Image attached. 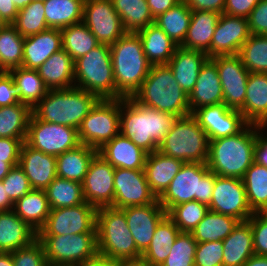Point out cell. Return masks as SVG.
Instances as JSON below:
<instances>
[{
    "label": "cell",
    "instance_id": "ffe728a7",
    "mask_svg": "<svg viewBox=\"0 0 267 266\" xmlns=\"http://www.w3.org/2000/svg\"><path fill=\"white\" fill-rule=\"evenodd\" d=\"M137 249L143 254L149 247L157 225L167 216L158 199L151 204L121 209Z\"/></svg>",
    "mask_w": 267,
    "mask_h": 266
},
{
    "label": "cell",
    "instance_id": "91938a15",
    "mask_svg": "<svg viewBox=\"0 0 267 266\" xmlns=\"http://www.w3.org/2000/svg\"><path fill=\"white\" fill-rule=\"evenodd\" d=\"M259 0H225L223 13L248 18Z\"/></svg>",
    "mask_w": 267,
    "mask_h": 266
},
{
    "label": "cell",
    "instance_id": "89a4df30",
    "mask_svg": "<svg viewBox=\"0 0 267 266\" xmlns=\"http://www.w3.org/2000/svg\"><path fill=\"white\" fill-rule=\"evenodd\" d=\"M242 266H267V256L254 254Z\"/></svg>",
    "mask_w": 267,
    "mask_h": 266
},
{
    "label": "cell",
    "instance_id": "74e56055",
    "mask_svg": "<svg viewBox=\"0 0 267 266\" xmlns=\"http://www.w3.org/2000/svg\"><path fill=\"white\" fill-rule=\"evenodd\" d=\"M48 28L62 29L83 21L84 0H44Z\"/></svg>",
    "mask_w": 267,
    "mask_h": 266
},
{
    "label": "cell",
    "instance_id": "4316f807",
    "mask_svg": "<svg viewBox=\"0 0 267 266\" xmlns=\"http://www.w3.org/2000/svg\"><path fill=\"white\" fill-rule=\"evenodd\" d=\"M183 161L156 150L146 158L144 172L151 192L158 199L179 172Z\"/></svg>",
    "mask_w": 267,
    "mask_h": 266
},
{
    "label": "cell",
    "instance_id": "83f0119b",
    "mask_svg": "<svg viewBox=\"0 0 267 266\" xmlns=\"http://www.w3.org/2000/svg\"><path fill=\"white\" fill-rule=\"evenodd\" d=\"M38 232L13 210L0 212V252L11 253L36 240Z\"/></svg>",
    "mask_w": 267,
    "mask_h": 266
},
{
    "label": "cell",
    "instance_id": "3957f363",
    "mask_svg": "<svg viewBox=\"0 0 267 266\" xmlns=\"http://www.w3.org/2000/svg\"><path fill=\"white\" fill-rule=\"evenodd\" d=\"M110 53L115 99L132 97L152 67L143 51L141 38L135 32H127L110 46Z\"/></svg>",
    "mask_w": 267,
    "mask_h": 266
},
{
    "label": "cell",
    "instance_id": "ba28073f",
    "mask_svg": "<svg viewBox=\"0 0 267 266\" xmlns=\"http://www.w3.org/2000/svg\"><path fill=\"white\" fill-rule=\"evenodd\" d=\"M74 64V87L84 89L100 100L115 99L110 46L99 44L86 55L75 60Z\"/></svg>",
    "mask_w": 267,
    "mask_h": 266
},
{
    "label": "cell",
    "instance_id": "6da1fadb",
    "mask_svg": "<svg viewBox=\"0 0 267 266\" xmlns=\"http://www.w3.org/2000/svg\"><path fill=\"white\" fill-rule=\"evenodd\" d=\"M178 116L120 98V134L148 154L158 150Z\"/></svg>",
    "mask_w": 267,
    "mask_h": 266
},
{
    "label": "cell",
    "instance_id": "8c879c8a",
    "mask_svg": "<svg viewBox=\"0 0 267 266\" xmlns=\"http://www.w3.org/2000/svg\"><path fill=\"white\" fill-rule=\"evenodd\" d=\"M0 266H14L11 253L0 252Z\"/></svg>",
    "mask_w": 267,
    "mask_h": 266
},
{
    "label": "cell",
    "instance_id": "5bb4252c",
    "mask_svg": "<svg viewBox=\"0 0 267 266\" xmlns=\"http://www.w3.org/2000/svg\"><path fill=\"white\" fill-rule=\"evenodd\" d=\"M82 22L99 44L111 46L127 33L111 0H84Z\"/></svg>",
    "mask_w": 267,
    "mask_h": 266
},
{
    "label": "cell",
    "instance_id": "44dd1931",
    "mask_svg": "<svg viewBox=\"0 0 267 266\" xmlns=\"http://www.w3.org/2000/svg\"><path fill=\"white\" fill-rule=\"evenodd\" d=\"M250 36L247 18L221 14L211 41V58L238 54Z\"/></svg>",
    "mask_w": 267,
    "mask_h": 266
},
{
    "label": "cell",
    "instance_id": "603a6c76",
    "mask_svg": "<svg viewBox=\"0 0 267 266\" xmlns=\"http://www.w3.org/2000/svg\"><path fill=\"white\" fill-rule=\"evenodd\" d=\"M62 48L60 29L48 28L24 38L22 67L37 70L53 53Z\"/></svg>",
    "mask_w": 267,
    "mask_h": 266
},
{
    "label": "cell",
    "instance_id": "2e32d148",
    "mask_svg": "<svg viewBox=\"0 0 267 266\" xmlns=\"http://www.w3.org/2000/svg\"><path fill=\"white\" fill-rule=\"evenodd\" d=\"M115 168L98 153L93 157L82 182L83 197L94 207H114Z\"/></svg>",
    "mask_w": 267,
    "mask_h": 266
},
{
    "label": "cell",
    "instance_id": "8992f818",
    "mask_svg": "<svg viewBox=\"0 0 267 266\" xmlns=\"http://www.w3.org/2000/svg\"><path fill=\"white\" fill-rule=\"evenodd\" d=\"M96 237L98 255L102 257L118 261L142 256L121 209L111 206L97 209Z\"/></svg>",
    "mask_w": 267,
    "mask_h": 266
},
{
    "label": "cell",
    "instance_id": "cb8c5ba5",
    "mask_svg": "<svg viewBox=\"0 0 267 266\" xmlns=\"http://www.w3.org/2000/svg\"><path fill=\"white\" fill-rule=\"evenodd\" d=\"M190 112L203 106L223 103V89L216 63L208 58L200 69L197 82L188 95Z\"/></svg>",
    "mask_w": 267,
    "mask_h": 266
},
{
    "label": "cell",
    "instance_id": "34e18365",
    "mask_svg": "<svg viewBox=\"0 0 267 266\" xmlns=\"http://www.w3.org/2000/svg\"><path fill=\"white\" fill-rule=\"evenodd\" d=\"M5 25H6V23H5L4 20L0 17V29H2Z\"/></svg>",
    "mask_w": 267,
    "mask_h": 266
},
{
    "label": "cell",
    "instance_id": "8d00e7d4",
    "mask_svg": "<svg viewBox=\"0 0 267 266\" xmlns=\"http://www.w3.org/2000/svg\"><path fill=\"white\" fill-rule=\"evenodd\" d=\"M240 221L209 210L191 232L197 243L224 240Z\"/></svg>",
    "mask_w": 267,
    "mask_h": 266
},
{
    "label": "cell",
    "instance_id": "2644e50d",
    "mask_svg": "<svg viewBox=\"0 0 267 266\" xmlns=\"http://www.w3.org/2000/svg\"><path fill=\"white\" fill-rule=\"evenodd\" d=\"M19 162H5V159H0V181H2L13 166L18 165Z\"/></svg>",
    "mask_w": 267,
    "mask_h": 266
},
{
    "label": "cell",
    "instance_id": "f6af8a7d",
    "mask_svg": "<svg viewBox=\"0 0 267 266\" xmlns=\"http://www.w3.org/2000/svg\"><path fill=\"white\" fill-rule=\"evenodd\" d=\"M24 37L12 24L0 29L1 73L22 67Z\"/></svg>",
    "mask_w": 267,
    "mask_h": 266
},
{
    "label": "cell",
    "instance_id": "ee69618b",
    "mask_svg": "<svg viewBox=\"0 0 267 266\" xmlns=\"http://www.w3.org/2000/svg\"><path fill=\"white\" fill-rule=\"evenodd\" d=\"M60 31L62 48L74 61L99 45L96 37L83 22L72 24Z\"/></svg>",
    "mask_w": 267,
    "mask_h": 266
},
{
    "label": "cell",
    "instance_id": "f1b7e54d",
    "mask_svg": "<svg viewBox=\"0 0 267 266\" xmlns=\"http://www.w3.org/2000/svg\"><path fill=\"white\" fill-rule=\"evenodd\" d=\"M208 58L207 53L178 46L168 62L178 85L187 95L193 90L200 69Z\"/></svg>",
    "mask_w": 267,
    "mask_h": 266
},
{
    "label": "cell",
    "instance_id": "e7e4bbea",
    "mask_svg": "<svg viewBox=\"0 0 267 266\" xmlns=\"http://www.w3.org/2000/svg\"><path fill=\"white\" fill-rule=\"evenodd\" d=\"M18 12L12 0H0V17L6 24H12Z\"/></svg>",
    "mask_w": 267,
    "mask_h": 266
},
{
    "label": "cell",
    "instance_id": "5b68a950",
    "mask_svg": "<svg viewBox=\"0 0 267 266\" xmlns=\"http://www.w3.org/2000/svg\"><path fill=\"white\" fill-rule=\"evenodd\" d=\"M99 100L96 95L77 87L49 90L33 107L32 113L44 122L79 129L83 119Z\"/></svg>",
    "mask_w": 267,
    "mask_h": 266
},
{
    "label": "cell",
    "instance_id": "11a10c76",
    "mask_svg": "<svg viewBox=\"0 0 267 266\" xmlns=\"http://www.w3.org/2000/svg\"><path fill=\"white\" fill-rule=\"evenodd\" d=\"M247 222L252 228L254 253L267 256V212L254 213Z\"/></svg>",
    "mask_w": 267,
    "mask_h": 266
},
{
    "label": "cell",
    "instance_id": "ab89813d",
    "mask_svg": "<svg viewBox=\"0 0 267 266\" xmlns=\"http://www.w3.org/2000/svg\"><path fill=\"white\" fill-rule=\"evenodd\" d=\"M242 179L252 212H267V168L254 162Z\"/></svg>",
    "mask_w": 267,
    "mask_h": 266
},
{
    "label": "cell",
    "instance_id": "a7ac6f4b",
    "mask_svg": "<svg viewBox=\"0 0 267 266\" xmlns=\"http://www.w3.org/2000/svg\"><path fill=\"white\" fill-rule=\"evenodd\" d=\"M116 266H150L141 256L134 259H123L116 261Z\"/></svg>",
    "mask_w": 267,
    "mask_h": 266
},
{
    "label": "cell",
    "instance_id": "30bf717a",
    "mask_svg": "<svg viewBox=\"0 0 267 266\" xmlns=\"http://www.w3.org/2000/svg\"><path fill=\"white\" fill-rule=\"evenodd\" d=\"M49 266H79L98 255L96 233L38 235Z\"/></svg>",
    "mask_w": 267,
    "mask_h": 266
},
{
    "label": "cell",
    "instance_id": "e575fe53",
    "mask_svg": "<svg viewBox=\"0 0 267 266\" xmlns=\"http://www.w3.org/2000/svg\"><path fill=\"white\" fill-rule=\"evenodd\" d=\"M13 211L39 232L51 211L46 191L32 189L14 203Z\"/></svg>",
    "mask_w": 267,
    "mask_h": 266
},
{
    "label": "cell",
    "instance_id": "52a82bcc",
    "mask_svg": "<svg viewBox=\"0 0 267 266\" xmlns=\"http://www.w3.org/2000/svg\"><path fill=\"white\" fill-rule=\"evenodd\" d=\"M214 184L215 174L209 171L206 163L186 162L158 198V202L166 212L175 205L192 200L209 206Z\"/></svg>",
    "mask_w": 267,
    "mask_h": 266
},
{
    "label": "cell",
    "instance_id": "be15d7a7",
    "mask_svg": "<svg viewBox=\"0 0 267 266\" xmlns=\"http://www.w3.org/2000/svg\"><path fill=\"white\" fill-rule=\"evenodd\" d=\"M182 0H147L153 18L165 13Z\"/></svg>",
    "mask_w": 267,
    "mask_h": 266
},
{
    "label": "cell",
    "instance_id": "4dcf8cb0",
    "mask_svg": "<svg viewBox=\"0 0 267 266\" xmlns=\"http://www.w3.org/2000/svg\"><path fill=\"white\" fill-rule=\"evenodd\" d=\"M74 60L64 49L53 53L38 69L49 90L74 87Z\"/></svg>",
    "mask_w": 267,
    "mask_h": 266
},
{
    "label": "cell",
    "instance_id": "680465c9",
    "mask_svg": "<svg viewBox=\"0 0 267 266\" xmlns=\"http://www.w3.org/2000/svg\"><path fill=\"white\" fill-rule=\"evenodd\" d=\"M25 140L0 137V159H5V162H19L21 147Z\"/></svg>",
    "mask_w": 267,
    "mask_h": 266
},
{
    "label": "cell",
    "instance_id": "bcb514c9",
    "mask_svg": "<svg viewBox=\"0 0 267 266\" xmlns=\"http://www.w3.org/2000/svg\"><path fill=\"white\" fill-rule=\"evenodd\" d=\"M51 210L73 207L85 202L82 183L56 177L45 189Z\"/></svg>",
    "mask_w": 267,
    "mask_h": 266
},
{
    "label": "cell",
    "instance_id": "9a60e30c",
    "mask_svg": "<svg viewBox=\"0 0 267 266\" xmlns=\"http://www.w3.org/2000/svg\"><path fill=\"white\" fill-rule=\"evenodd\" d=\"M209 210L247 221L254 213L249 207L243 179L220 177L215 174V184Z\"/></svg>",
    "mask_w": 267,
    "mask_h": 266
},
{
    "label": "cell",
    "instance_id": "e0dca14e",
    "mask_svg": "<svg viewBox=\"0 0 267 266\" xmlns=\"http://www.w3.org/2000/svg\"><path fill=\"white\" fill-rule=\"evenodd\" d=\"M217 66L223 89V103L232 109L239 110L245 101L249 71L236 55H217L211 58Z\"/></svg>",
    "mask_w": 267,
    "mask_h": 266
},
{
    "label": "cell",
    "instance_id": "7bdbcfd3",
    "mask_svg": "<svg viewBox=\"0 0 267 266\" xmlns=\"http://www.w3.org/2000/svg\"><path fill=\"white\" fill-rule=\"evenodd\" d=\"M9 73L19 89L20 102L32 109L49 91L37 70L18 67Z\"/></svg>",
    "mask_w": 267,
    "mask_h": 266
},
{
    "label": "cell",
    "instance_id": "9f6ffc18",
    "mask_svg": "<svg viewBox=\"0 0 267 266\" xmlns=\"http://www.w3.org/2000/svg\"><path fill=\"white\" fill-rule=\"evenodd\" d=\"M20 102V92L9 72L0 74V107L11 106Z\"/></svg>",
    "mask_w": 267,
    "mask_h": 266
},
{
    "label": "cell",
    "instance_id": "b9f144b4",
    "mask_svg": "<svg viewBox=\"0 0 267 266\" xmlns=\"http://www.w3.org/2000/svg\"><path fill=\"white\" fill-rule=\"evenodd\" d=\"M192 10L184 1L170 8L155 18L157 24L172 40L180 46L186 37L191 19Z\"/></svg>",
    "mask_w": 267,
    "mask_h": 266
},
{
    "label": "cell",
    "instance_id": "003e7915",
    "mask_svg": "<svg viewBox=\"0 0 267 266\" xmlns=\"http://www.w3.org/2000/svg\"><path fill=\"white\" fill-rule=\"evenodd\" d=\"M79 266H116V261L97 255Z\"/></svg>",
    "mask_w": 267,
    "mask_h": 266
},
{
    "label": "cell",
    "instance_id": "f35d334b",
    "mask_svg": "<svg viewBox=\"0 0 267 266\" xmlns=\"http://www.w3.org/2000/svg\"><path fill=\"white\" fill-rule=\"evenodd\" d=\"M32 108L24 103L0 107V137L26 139Z\"/></svg>",
    "mask_w": 267,
    "mask_h": 266
},
{
    "label": "cell",
    "instance_id": "94428289",
    "mask_svg": "<svg viewBox=\"0 0 267 266\" xmlns=\"http://www.w3.org/2000/svg\"><path fill=\"white\" fill-rule=\"evenodd\" d=\"M192 11H213L223 14L225 0H182Z\"/></svg>",
    "mask_w": 267,
    "mask_h": 266
},
{
    "label": "cell",
    "instance_id": "681fc988",
    "mask_svg": "<svg viewBox=\"0 0 267 266\" xmlns=\"http://www.w3.org/2000/svg\"><path fill=\"white\" fill-rule=\"evenodd\" d=\"M209 211L205 204L192 200L173 206L167 216L176 224L181 232L191 233Z\"/></svg>",
    "mask_w": 267,
    "mask_h": 266
},
{
    "label": "cell",
    "instance_id": "816d5d0a",
    "mask_svg": "<svg viewBox=\"0 0 267 266\" xmlns=\"http://www.w3.org/2000/svg\"><path fill=\"white\" fill-rule=\"evenodd\" d=\"M14 266H49L44 247L37 238L25 247L11 252Z\"/></svg>",
    "mask_w": 267,
    "mask_h": 266
},
{
    "label": "cell",
    "instance_id": "9c48e42d",
    "mask_svg": "<svg viewBox=\"0 0 267 266\" xmlns=\"http://www.w3.org/2000/svg\"><path fill=\"white\" fill-rule=\"evenodd\" d=\"M208 149L207 134L191 114L178 117L158 147L161 153L184 163H206Z\"/></svg>",
    "mask_w": 267,
    "mask_h": 266
},
{
    "label": "cell",
    "instance_id": "7402d4cb",
    "mask_svg": "<svg viewBox=\"0 0 267 266\" xmlns=\"http://www.w3.org/2000/svg\"><path fill=\"white\" fill-rule=\"evenodd\" d=\"M27 176L32 189L45 190L57 177L56 156L33 149L25 142L18 164Z\"/></svg>",
    "mask_w": 267,
    "mask_h": 266
},
{
    "label": "cell",
    "instance_id": "1f68e13d",
    "mask_svg": "<svg viewBox=\"0 0 267 266\" xmlns=\"http://www.w3.org/2000/svg\"><path fill=\"white\" fill-rule=\"evenodd\" d=\"M223 242V266H242L254 253L251 225L239 222Z\"/></svg>",
    "mask_w": 267,
    "mask_h": 266
},
{
    "label": "cell",
    "instance_id": "c3c4849f",
    "mask_svg": "<svg viewBox=\"0 0 267 266\" xmlns=\"http://www.w3.org/2000/svg\"><path fill=\"white\" fill-rule=\"evenodd\" d=\"M12 25L24 38L48 29L43 1L32 0L20 9Z\"/></svg>",
    "mask_w": 267,
    "mask_h": 266
},
{
    "label": "cell",
    "instance_id": "6f0895ef",
    "mask_svg": "<svg viewBox=\"0 0 267 266\" xmlns=\"http://www.w3.org/2000/svg\"><path fill=\"white\" fill-rule=\"evenodd\" d=\"M247 19L251 34L267 35V0H259Z\"/></svg>",
    "mask_w": 267,
    "mask_h": 266
},
{
    "label": "cell",
    "instance_id": "d6986e66",
    "mask_svg": "<svg viewBox=\"0 0 267 266\" xmlns=\"http://www.w3.org/2000/svg\"><path fill=\"white\" fill-rule=\"evenodd\" d=\"M156 196L151 192L144 170L115 168L114 208L142 206L154 203Z\"/></svg>",
    "mask_w": 267,
    "mask_h": 266
},
{
    "label": "cell",
    "instance_id": "7a4b0ae2",
    "mask_svg": "<svg viewBox=\"0 0 267 266\" xmlns=\"http://www.w3.org/2000/svg\"><path fill=\"white\" fill-rule=\"evenodd\" d=\"M257 125L247 124L239 133L209 140L207 167L220 177L242 179L255 162Z\"/></svg>",
    "mask_w": 267,
    "mask_h": 266
},
{
    "label": "cell",
    "instance_id": "f5cc1de1",
    "mask_svg": "<svg viewBox=\"0 0 267 266\" xmlns=\"http://www.w3.org/2000/svg\"><path fill=\"white\" fill-rule=\"evenodd\" d=\"M2 183L6 190V195L14 203L32 190L27 176L19 165L11 168L7 176L2 180Z\"/></svg>",
    "mask_w": 267,
    "mask_h": 266
},
{
    "label": "cell",
    "instance_id": "d4e9b609",
    "mask_svg": "<svg viewBox=\"0 0 267 266\" xmlns=\"http://www.w3.org/2000/svg\"><path fill=\"white\" fill-rule=\"evenodd\" d=\"M98 154L114 168L144 170L148 153L120 133L105 143Z\"/></svg>",
    "mask_w": 267,
    "mask_h": 266
},
{
    "label": "cell",
    "instance_id": "f546056e",
    "mask_svg": "<svg viewBox=\"0 0 267 266\" xmlns=\"http://www.w3.org/2000/svg\"><path fill=\"white\" fill-rule=\"evenodd\" d=\"M220 15L213 11H192L186 37L180 46L202 51L211 58V41Z\"/></svg>",
    "mask_w": 267,
    "mask_h": 266
},
{
    "label": "cell",
    "instance_id": "277c9868",
    "mask_svg": "<svg viewBox=\"0 0 267 266\" xmlns=\"http://www.w3.org/2000/svg\"><path fill=\"white\" fill-rule=\"evenodd\" d=\"M131 98L138 104L178 117L191 114L188 95L178 85L168 64L152 65L148 76Z\"/></svg>",
    "mask_w": 267,
    "mask_h": 266
},
{
    "label": "cell",
    "instance_id": "ac0fdd59",
    "mask_svg": "<svg viewBox=\"0 0 267 266\" xmlns=\"http://www.w3.org/2000/svg\"><path fill=\"white\" fill-rule=\"evenodd\" d=\"M191 115L209 140L237 134L248 124L239 110L229 108L224 103L200 107Z\"/></svg>",
    "mask_w": 267,
    "mask_h": 266
},
{
    "label": "cell",
    "instance_id": "484cf974",
    "mask_svg": "<svg viewBox=\"0 0 267 266\" xmlns=\"http://www.w3.org/2000/svg\"><path fill=\"white\" fill-rule=\"evenodd\" d=\"M239 111L248 124L267 128V73H249L244 105Z\"/></svg>",
    "mask_w": 267,
    "mask_h": 266
},
{
    "label": "cell",
    "instance_id": "d590c367",
    "mask_svg": "<svg viewBox=\"0 0 267 266\" xmlns=\"http://www.w3.org/2000/svg\"><path fill=\"white\" fill-rule=\"evenodd\" d=\"M180 232L176 224L166 216L157 225L151 243L142 257L150 266H161Z\"/></svg>",
    "mask_w": 267,
    "mask_h": 266
},
{
    "label": "cell",
    "instance_id": "8fae6325",
    "mask_svg": "<svg viewBox=\"0 0 267 266\" xmlns=\"http://www.w3.org/2000/svg\"><path fill=\"white\" fill-rule=\"evenodd\" d=\"M119 133L120 99L99 100L78 129L80 143L97 150Z\"/></svg>",
    "mask_w": 267,
    "mask_h": 266
},
{
    "label": "cell",
    "instance_id": "7dc6e473",
    "mask_svg": "<svg viewBox=\"0 0 267 266\" xmlns=\"http://www.w3.org/2000/svg\"><path fill=\"white\" fill-rule=\"evenodd\" d=\"M238 55L250 73H267V35L251 34Z\"/></svg>",
    "mask_w": 267,
    "mask_h": 266
},
{
    "label": "cell",
    "instance_id": "d6a6232c",
    "mask_svg": "<svg viewBox=\"0 0 267 266\" xmlns=\"http://www.w3.org/2000/svg\"><path fill=\"white\" fill-rule=\"evenodd\" d=\"M141 38L143 51L152 65L168 64L178 45L155 23L136 32Z\"/></svg>",
    "mask_w": 267,
    "mask_h": 266
},
{
    "label": "cell",
    "instance_id": "836d02e7",
    "mask_svg": "<svg viewBox=\"0 0 267 266\" xmlns=\"http://www.w3.org/2000/svg\"><path fill=\"white\" fill-rule=\"evenodd\" d=\"M97 149L80 144L56 156L57 177L82 183Z\"/></svg>",
    "mask_w": 267,
    "mask_h": 266
},
{
    "label": "cell",
    "instance_id": "7c38bea8",
    "mask_svg": "<svg viewBox=\"0 0 267 266\" xmlns=\"http://www.w3.org/2000/svg\"><path fill=\"white\" fill-rule=\"evenodd\" d=\"M25 143L45 154L58 156L77 148L81 143L78 129L39 120L31 115Z\"/></svg>",
    "mask_w": 267,
    "mask_h": 266
},
{
    "label": "cell",
    "instance_id": "03108f58",
    "mask_svg": "<svg viewBox=\"0 0 267 266\" xmlns=\"http://www.w3.org/2000/svg\"><path fill=\"white\" fill-rule=\"evenodd\" d=\"M14 202L6 195V190L0 181V212L13 210Z\"/></svg>",
    "mask_w": 267,
    "mask_h": 266
},
{
    "label": "cell",
    "instance_id": "753ad0ef",
    "mask_svg": "<svg viewBox=\"0 0 267 266\" xmlns=\"http://www.w3.org/2000/svg\"><path fill=\"white\" fill-rule=\"evenodd\" d=\"M15 7L17 8V10L19 11L20 9H23L24 7H26L27 5H29L32 0H12Z\"/></svg>",
    "mask_w": 267,
    "mask_h": 266
},
{
    "label": "cell",
    "instance_id": "f907efd6",
    "mask_svg": "<svg viewBox=\"0 0 267 266\" xmlns=\"http://www.w3.org/2000/svg\"><path fill=\"white\" fill-rule=\"evenodd\" d=\"M196 248L192 234L180 232L161 266H194Z\"/></svg>",
    "mask_w": 267,
    "mask_h": 266
},
{
    "label": "cell",
    "instance_id": "6125c7cd",
    "mask_svg": "<svg viewBox=\"0 0 267 266\" xmlns=\"http://www.w3.org/2000/svg\"><path fill=\"white\" fill-rule=\"evenodd\" d=\"M265 127L257 125V141L255 144V162L267 168V135L262 131ZM261 131V132H260Z\"/></svg>",
    "mask_w": 267,
    "mask_h": 266
},
{
    "label": "cell",
    "instance_id": "db71d44e",
    "mask_svg": "<svg viewBox=\"0 0 267 266\" xmlns=\"http://www.w3.org/2000/svg\"><path fill=\"white\" fill-rule=\"evenodd\" d=\"M194 266H223L222 240L197 243Z\"/></svg>",
    "mask_w": 267,
    "mask_h": 266
},
{
    "label": "cell",
    "instance_id": "4fadbf2b",
    "mask_svg": "<svg viewBox=\"0 0 267 266\" xmlns=\"http://www.w3.org/2000/svg\"><path fill=\"white\" fill-rule=\"evenodd\" d=\"M97 208L89 203L52 209L38 235L96 233Z\"/></svg>",
    "mask_w": 267,
    "mask_h": 266
},
{
    "label": "cell",
    "instance_id": "60d3db41",
    "mask_svg": "<svg viewBox=\"0 0 267 266\" xmlns=\"http://www.w3.org/2000/svg\"><path fill=\"white\" fill-rule=\"evenodd\" d=\"M127 32H137L154 23L147 0H111Z\"/></svg>",
    "mask_w": 267,
    "mask_h": 266
}]
</instances>
